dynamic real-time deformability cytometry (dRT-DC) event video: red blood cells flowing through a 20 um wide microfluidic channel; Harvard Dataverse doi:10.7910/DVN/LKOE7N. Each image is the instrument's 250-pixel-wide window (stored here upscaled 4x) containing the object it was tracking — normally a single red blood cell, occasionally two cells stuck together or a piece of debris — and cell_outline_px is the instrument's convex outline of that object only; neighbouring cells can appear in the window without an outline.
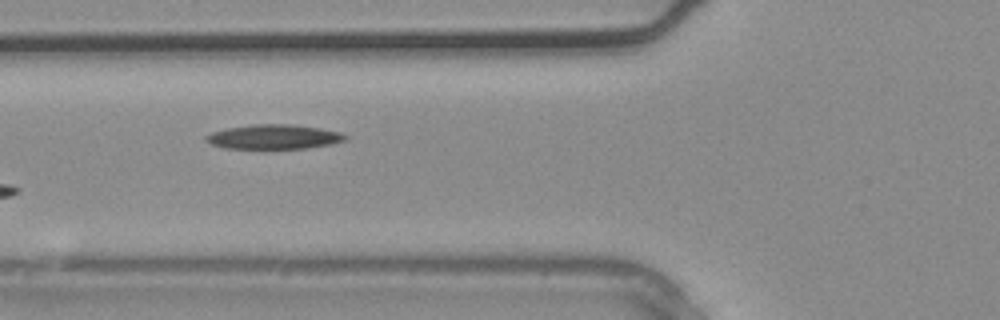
{"species": "common noctule bat (a hibernating species)", "species_latin": "Nyctalus noctula", "temperature_condition": "warm", "stored_images_in_passage": 5, "camera_frame_rate_fps": 3000, "um_per_image_px": 0.085, "animal": {"sex": "male", "body_mass_g": 20.4}, "frame": {"image": 1, "passage_image": 5, "time_ms": 1.333, "image_size_px": [1000, 320], "cell_outline_px": [[348, 140], [332, 144], [308, 148], [224, 148], [212, 144], [204, 140], [204, 136], [212, 132], [228, 128], [256, 124], [288, 124], [320, 128], [340, 132], [348, 136]], "centroid_in_image_um": [23.31, 11.63], "position_along_channel_um": 102.5, "area_um2": 19.83}}